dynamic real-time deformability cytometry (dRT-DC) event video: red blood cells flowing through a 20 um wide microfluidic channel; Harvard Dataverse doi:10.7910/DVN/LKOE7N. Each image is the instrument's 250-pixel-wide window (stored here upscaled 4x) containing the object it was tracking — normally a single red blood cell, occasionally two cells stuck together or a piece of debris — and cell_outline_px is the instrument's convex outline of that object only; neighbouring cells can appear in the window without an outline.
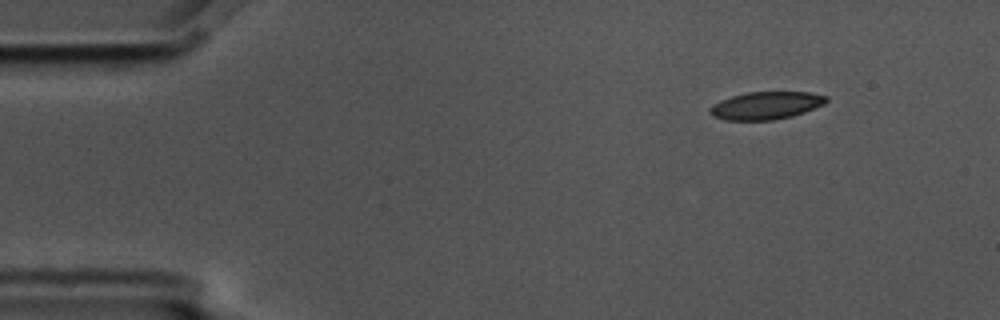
{"species": "common noctule bat (a hibernating species)", "species_latin": "Nyctalus noctula", "temperature_condition": "cold", "stored_images_in_passage": 3, "camera_frame_rate_fps": 3000, "um_per_image_px": 0.085, "animal": {"sex": "male", "body_mass_g": 17.5, "forearm_length_mm": 52.3}, "frame": {"image": 1, "passage_image": 1, "time_ms": 0.0, "image_size_px": [1000, 320], "cell_outline_px": [[828, 100], [824, 104], [804, 112], [792, 116], [772, 120], [724, 120], [712, 116], [708, 112], [708, 108], [712, 104], [720, 100], [732, 96], [748, 92], [812, 92], [828, 96]], "centroid_in_image_um": [65.08, 8.97], "position_along_channel_um": 19.9, "area_um2": 18.9}}